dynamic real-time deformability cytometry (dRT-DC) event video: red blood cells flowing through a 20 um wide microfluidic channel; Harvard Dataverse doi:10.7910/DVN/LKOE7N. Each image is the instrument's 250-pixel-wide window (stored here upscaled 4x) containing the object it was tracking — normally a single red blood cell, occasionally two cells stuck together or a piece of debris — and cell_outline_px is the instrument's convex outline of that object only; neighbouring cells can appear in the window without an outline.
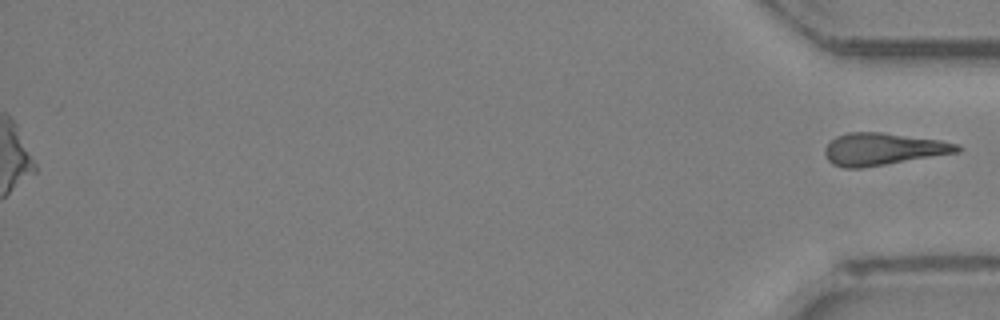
{"species": "Egyptian fruit bat (a non-hibernating species)", "species_latin": "Rousettus aegyptiacus", "temperature_condition": "room temperature", "stored_images_in_passage": 30, "segment_of_instrument_passage": [2, 2], "camera_frame_rate_fps": 3000, "um_per_image_px": 0.085, "animal": {"sex": "female"}, "frame": {"image": 1, "passage_image": 30, "time_ms": 9.667, "image_size_px": [1000, 320], "cell_outline_px": [[964, 148], [960, 152], [860, 168], [844, 168], [832, 164], [824, 156], [824, 148], [836, 136], [848, 132], [880, 132], [940, 140], [956, 144]], "centroid_in_image_um": [75.03, 12.67], "position_along_channel_um": 360.2, "area_um2": 24.74}}